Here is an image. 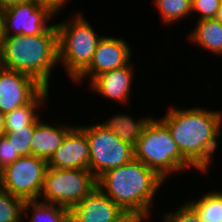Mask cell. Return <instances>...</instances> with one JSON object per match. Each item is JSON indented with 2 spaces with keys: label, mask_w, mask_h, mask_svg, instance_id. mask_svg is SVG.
<instances>
[{
  "label": "cell",
  "mask_w": 222,
  "mask_h": 222,
  "mask_svg": "<svg viewBox=\"0 0 222 222\" xmlns=\"http://www.w3.org/2000/svg\"><path fill=\"white\" fill-rule=\"evenodd\" d=\"M160 120L195 170L209 171L211 157L218 147L217 139L221 136L222 113L201 107L180 109L170 106Z\"/></svg>",
  "instance_id": "cell-1"
},
{
  "label": "cell",
  "mask_w": 222,
  "mask_h": 222,
  "mask_svg": "<svg viewBox=\"0 0 222 222\" xmlns=\"http://www.w3.org/2000/svg\"><path fill=\"white\" fill-rule=\"evenodd\" d=\"M59 63L56 23L43 34L3 36L0 42V67L33 77L49 89L52 69Z\"/></svg>",
  "instance_id": "cell-2"
},
{
  "label": "cell",
  "mask_w": 222,
  "mask_h": 222,
  "mask_svg": "<svg viewBox=\"0 0 222 222\" xmlns=\"http://www.w3.org/2000/svg\"><path fill=\"white\" fill-rule=\"evenodd\" d=\"M165 182L141 161L110 169L97 178V186L123 211L149 217L153 197Z\"/></svg>",
  "instance_id": "cell-3"
},
{
  "label": "cell",
  "mask_w": 222,
  "mask_h": 222,
  "mask_svg": "<svg viewBox=\"0 0 222 222\" xmlns=\"http://www.w3.org/2000/svg\"><path fill=\"white\" fill-rule=\"evenodd\" d=\"M134 159L154 170L162 179L194 167L182 156L168 127L153 117H132Z\"/></svg>",
  "instance_id": "cell-4"
},
{
  "label": "cell",
  "mask_w": 222,
  "mask_h": 222,
  "mask_svg": "<svg viewBox=\"0 0 222 222\" xmlns=\"http://www.w3.org/2000/svg\"><path fill=\"white\" fill-rule=\"evenodd\" d=\"M108 120L94 125L79 126L88 138L89 170L96 178L134 159L132 117L128 114H118Z\"/></svg>",
  "instance_id": "cell-5"
},
{
  "label": "cell",
  "mask_w": 222,
  "mask_h": 222,
  "mask_svg": "<svg viewBox=\"0 0 222 222\" xmlns=\"http://www.w3.org/2000/svg\"><path fill=\"white\" fill-rule=\"evenodd\" d=\"M66 21V22H65ZM58 31L59 63L74 81L91 63L98 36L83 14H74L69 20L56 24Z\"/></svg>",
  "instance_id": "cell-6"
},
{
  "label": "cell",
  "mask_w": 222,
  "mask_h": 222,
  "mask_svg": "<svg viewBox=\"0 0 222 222\" xmlns=\"http://www.w3.org/2000/svg\"><path fill=\"white\" fill-rule=\"evenodd\" d=\"M95 187L97 178L89 169H54L47 167L44 175L42 202L71 209Z\"/></svg>",
  "instance_id": "cell-7"
},
{
  "label": "cell",
  "mask_w": 222,
  "mask_h": 222,
  "mask_svg": "<svg viewBox=\"0 0 222 222\" xmlns=\"http://www.w3.org/2000/svg\"><path fill=\"white\" fill-rule=\"evenodd\" d=\"M46 169V160L20 156L0 172V188L24 201L40 200Z\"/></svg>",
  "instance_id": "cell-8"
},
{
  "label": "cell",
  "mask_w": 222,
  "mask_h": 222,
  "mask_svg": "<svg viewBox=\"0 0 222 222\" xmlns=\"http://www.w3.org/2000/svg\"><path fill=\"white\" fill-rule=\"evenodd\" d=\"M54 16L38 0L9 6L3 12V36L41 35L51 26L48 21Z\"/></svg>",
  "instance_id": "cell-9"
},
{
  "label": "cell",
  "mask_w": 222,
  "mask_h": 222,
  "mask_svg": "<svg viewBox=\"0 0 222 222\" xmlns=\"http://www.w3.org/2000/svg\"><path fill=\"white\" fill-rule=\"evenodd\" d=\"M132 50L122 38L102 36L89 66L74 80L82 83L89 77L91 82L96 76L126 66L131 61Z\"/></svg>",
  "instance_id": "cell-10"
},
{
  "label": "cell",
  "mask_w": 222,
  "mask_h": 222,
  "mask_svg": "<svg viewBox=\"0 0 222 222\" xmlns=\"http://www.w3.org/2000/svg\"><path fill=\"white\" fill-rule=\"evenodd\" d=\"M44 87L33 77L0 67V112L28 104Z\"/></svg>",
  "instance_id": "cell-11"
},
{
  "label": "cell",
  "mask_w": 222,
  "mask_h": 222,
  "mask_svg": "<svg viewBox=\"0 0 222 222\" xmlns=\"http://www.w3.org/2000/svg\"><path fill=\"white\" fill-rule=\"evenodd\" d=\"M90 148L86 133L74 126L65 136L60 147L47 161L54 169H89Z\"/></svg>",
  "instance_id": "cell-12"
},
{
  "label": "cell",
  "mask_w": 222,
  "mask_h": 222,
  "mask_svg": "<svg viewBox=\"0 0 222 222\" xmlns=\"http://www.w3.org/2000/svg\"><path fill=\"white\" fill-rule=\"evenodd\" d=\"M124 211L97 186L70 209L72 222H112Z\"/></svg>",
  "instance_id": "cell-13"
},
{
  "label": "cell",
  "mask_w": 222,
  "mask_h": 222,
  "mask_svg": "<svg viewBox=\"0 0 222 222\" xmlns=\"http://www.w3.org/2000/svg\"><path fill=\"white\" fill-rule=\"evenodd\" d=\"M133 68L129 62L126 66L104 72L90 82V87L103 97L125 104L131 95Z\"/></svg>",
  "instance_id": "cell-14"
},
{
  "label": "cell",
  "mask_w": 222,
  "mask_h": 222,
  "mask_svg": "<svg viewBox=\"0 0 222 222\" xmlns=\"http://www.w3.org/2000/svg\"><path fill=\"white\" fill-rule=\"evenodd\" d=\"M72 128L70 125L55 127L40 120L35 126L30 143L31 155L48 161Z\"/></svg>",
  "instance_id": "cell-15"
},
{
  "label": "cell",
  "mask_w": 222,
  "mask_h": 222,
  "mask_svg": "<svg viewBox=\"0 0 222 222\" xmlns=\"http://www.w3.org/2000/svg\"><path fill=\"white\" fill-rule=\"evenodd\" d=\"M49 89L43 88L28 104L4 114V131H13L15 128H25L33 124L38 118L39 107L44 106L50 96Z\"/></svg>",
  "instance_id": "cell-16"
},
{
  "label": "cell",
  "mask_w": 222,
  "mask_h": 222,
  "mask_svg": "<svg viewBox=\"0 0 222 222\" xmlns=\"http://www.w3.org/2000/svg\"><path fill=\"white\" fill-rule=\"evenodd\" d=\"M189 40L215 54L222 55V24L215 18L197 21Z\"/></svg>",
  "instance_id": "cell-17"
},
{
  "label": "cell",
  "mask_w": 222,
  "mask_h": 222,
  "mask_svg": "<svg viewBox=\"0 0 222 222\" xmlns=\"http://www.w3.org/2000/svg\"><path fill=\"white\" fill-rule=\"evenodd\" d=\"M25 213H28L27 215L31 214V216H28L30 222H72L69 209L38 200L25 201L23 216Z\"/></svg>",
  "instance_id": "cell-18"
},
{
  "label": "cell",
  "mask_w": 222,
  "mask_h": 222,
  "mask_svg": "<svg viewBox=\"0 0 222 222\" xmlns=\"http://www.w3.org/2000/svg\"><path fill=\"white\" fill-rule=\"evenodd\" d=\"M197 201L188 203L197 211L202 222H222V191H209Z\"/></svg>",
  "instance_id": "cell-19"
},
{
  "label": "cell",
  "mask_w": 222,
  "mask_h": 222,
  "mask_svg": "<svg viewBox=\"0 0 222 222\" xmlns=\"http://www.w3.org/2000/svg\"><path fill=\"white\" fill-rule=\"evenodd\" d=\"M155 7L165 23H174L192 13V0H154Z\"/></svg>",
  "instance_id": "cell-20"
},
{
  "label": "cell",
  "mask_w": 222,
  "mask_h": 222,
  "mask_svg": "<svg viewBox=\"0 0 222 222\" xmlns=\"http://www.w3.org/2000/svg\"><path fill=\"white\" fill-rule=\"evenodd\" d=\"M24 200L0 188V222H22Z\"/></svg>",
  "instance_id": "cell-21"
},
{
  "label": "cell",
  "mask_w": 222,
  "mask_h": 222,
  "mask_svg": "<svg viewBox=\"0 0 222 222\" xmlns=\"http://www.w3.org/2000/svg\"><path fill=\"white\" fill-rule=\"evenodd\" d=\"M40 120L41 118L39 117L33 124L27 125L25 128H15L13 131H4V135L20 156L31 155L30 143L34 135L35 126Z\"/></svg>",
  "instance_id": "cell-22"
},
{
  "label": "cell",
  "mask_w": 222,
  "mask_h": 222,
  "mask_svg": "<svg viewBox=\"0 0 222 222\" xmlns=\"http://www.w3.org/2000/svg\"><path fill=\"white\" fill-rule=\"evenodd\" d=\"M163 216L165 222H202L197 211L188 202L177 211L166 212Z\"/></svg>",
  "instance_id": "cell-23"
},
{
  "label": "cell",
  "mask_w": 222,
  "mask_h": 222,
  "mask_svg": "<svg viewBox=\"0 0 222 222\" xmlns=\"http://www.w3.org/2000/svg\"><path fill=\"white\" fill-rule=\"evenodd\" d=\"M222 0H192V13H200L199 19L215 18Z\"/></svg>",
  "instance_id": "cell-24"
},
{
  "label": "cell",
  "mask_w": 222,
  "mask_h": 222,
  "mask_svg": "<svg viewBox=\"0 0 222 222\" xmlns=\"http://www.w3.org/2000/svg\"><path fill=\"white\" fill-rule=\"evenodd\" d=\"M20 155L5 135L0 136V171L15 162Z\"/></svg>",
  "instance_id": "cell-25"
},
{
  "label": "cell",
  "mask_w": 222,
  "mask_h": 222,
  "mask_svg": "<svg viewBox=\"0 0 222 222\" xmlns=\"http://www.w3.org/2000/svg\"><path fill=\"white\" fill-rule=\"evenodd\" d=\"M38 1L44 7H47L54 15H57L56 13H59V11H61L60 8L66 5L69 0H38Z\"/></svg>",
  "instance_id": "cell-26"
},
{
  "label": "cell",
  "mask_w": 222,
  "mask_h": 222,
  "mask_svg": "<svg viewBox=\"0 0 222 222\" xmlns=\"http://www.w3.org/2000/svg\"><path fill=\"white\" fill-rule=\"evenodd\" d=\"M150 219L149 217H140L137 214L124 211L116 220L112 222H143L146 219Z\"/></svg>",
  "instance_id": "cell-27"
},
{
  "label": "cell",
  "mask_w": 222,
  "mask_h": 222,
  "mask_svg": "<svg viewBox=\"0 0 222 222\" xmlns=\"http://www.w3.org/2000/svg\"><path fill=\"white\" fill-rule=\"evenodd\" d=\"M28 1H32V0H0V8L4 10L9 6L28 2Z\"/></svg>",
  "instance_id": "cell-28"
},
{
  "label": "cell",
  "mask_w": 222,
  "mask_h": 222,
  "mask_svg": "<svg viewBox=\"0 0 222 222\" xmlns=\"http://www.w3.org/2000/svg\"><path fill=\"white\" fill-rule=\"evenodd\" d=\"M3 12L4 10L0 8V42L3 37Z\"/></svg>",
  "instance_id": "cell-29"
},
{
  "label": "cell",
  "mask_w": 222,
  "mask_h": 222,
  "mask_svg": "<svg viewBox=\"0 0 222 222\" xmlns=\"http://www.w3.org/2000/svg\"><path fill=\"white\" fill-rule=\"evenodd\" d=\"M4 114L0 112V136L4 135Z\"/></svg>",
  "instance_id": "cell-30"
},
{
  "label": "cell",
  "mask_w": 222,
  "mask_h": 222,
  "mask_svg": "<svg viewBox=\"0 0 222 222\" xmlns=\"http://www.w3.org/2000/svg\"><path fill=\"white\" fill-rule=\"evenodd\" d=\"M215 19L218 20L222 24V2H221V5H220V8L217 11Z\"/></svg>",
  "instance_id": "cell-31"
}]
</instances>
